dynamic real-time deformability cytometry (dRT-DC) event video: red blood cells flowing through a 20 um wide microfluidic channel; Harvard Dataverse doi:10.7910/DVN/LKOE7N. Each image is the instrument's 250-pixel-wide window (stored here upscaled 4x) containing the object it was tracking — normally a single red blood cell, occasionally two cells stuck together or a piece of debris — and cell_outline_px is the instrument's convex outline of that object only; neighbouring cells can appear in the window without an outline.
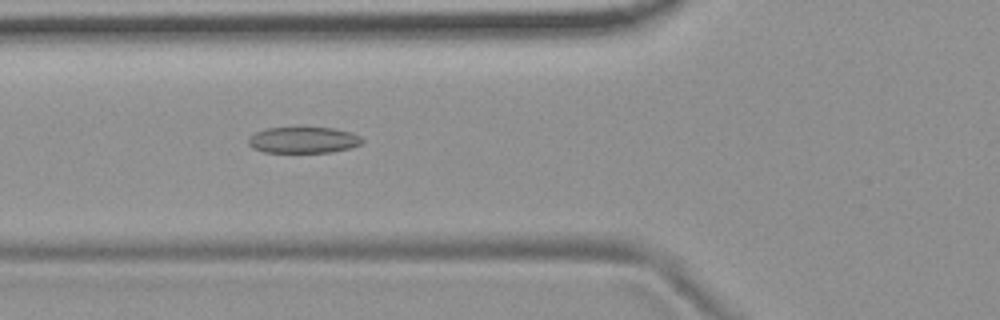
{"species": "common noctule bat (a hibernating species)", "species_latin": "Nyctalus noctula", "temperature_condition": "room temperature", "stored_images_in_passage": 41, "camera_frame_rate_fps": 3000, "um_per_image_px": 0.085, "animal": {"sex": "female", "body_mass_g": 19.9}, "frame": {"image": 1, "passage_image": 7, "time_ms": 2.0, "image_size_px": [1000, 320], "cell_outline_px": [[364, 140], [360, 144], [348, 148], [332, 152], [264, 152], [252, 148], [248, 144], [248, 136], [256, 132], [268, 128], [332, 128], [352, 132], [360, 136]], "centroid_in_image_um": [25.76, 11.9], "position_along_channel_um": 100.0, "area_um2": 17.28}}
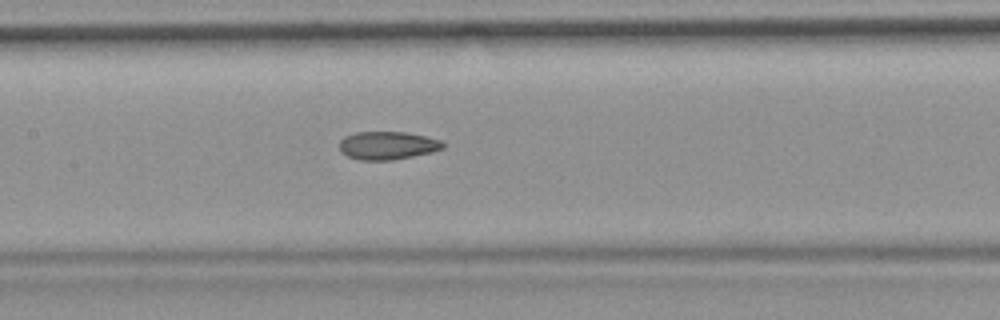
{"frame": {"image": 2, "passage_image": 13, "time_ms": 4.0, "image_size_px": [1000, 320], "cell_outline_px": [[444, 148], [432, 152], [392, 160], [360, 160], [348, 156], [340, 152], [340, 140], [344, 136], [356, 132], [404, 132], [424, 136], [440, 140], [444, 144]], "centroid_in_image_um": [32.91, 12.36], "position_along_channel_um": 174.5, "area_um2": 16.88}}
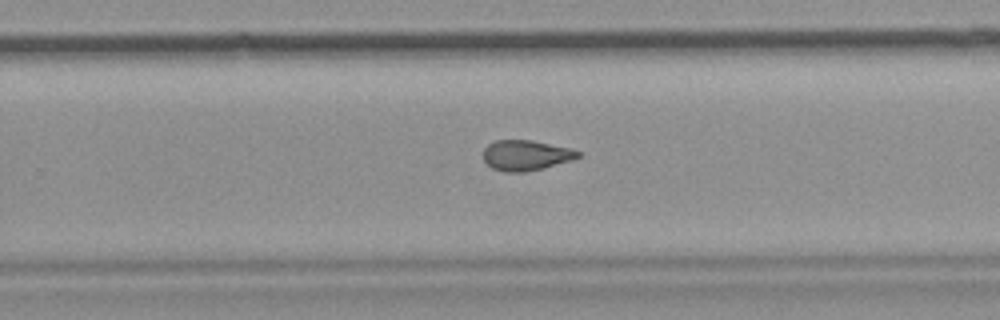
{"frame": {"image": 3, "passage_image": 22, "time_ms": 7.0, "image_size_px": [1000, 320], "cell_outline_px": [[580, 156], [572, 160], [544, 168], [524, 172], [504, 172], [492, 168], [484, 160], [484, 148], [492, 140], [532, 140], [568, 148], [580, 152]], "centroid_in_image_um": [44.67, 13.2], "position_along_channel_um": 285.1, "area_um2": 16.7}, "authors_computed_cell_mechanics": {"area_um2": 17.2822, "velocity_mm_per_s": 3.7058, "shape_relaxation_time_tau1_ms": null, "shape_relaxation_time_tau2_ms": 2.3788, "deformation_change_tau1": null, "deformation_change_tau2": 0.0948}}